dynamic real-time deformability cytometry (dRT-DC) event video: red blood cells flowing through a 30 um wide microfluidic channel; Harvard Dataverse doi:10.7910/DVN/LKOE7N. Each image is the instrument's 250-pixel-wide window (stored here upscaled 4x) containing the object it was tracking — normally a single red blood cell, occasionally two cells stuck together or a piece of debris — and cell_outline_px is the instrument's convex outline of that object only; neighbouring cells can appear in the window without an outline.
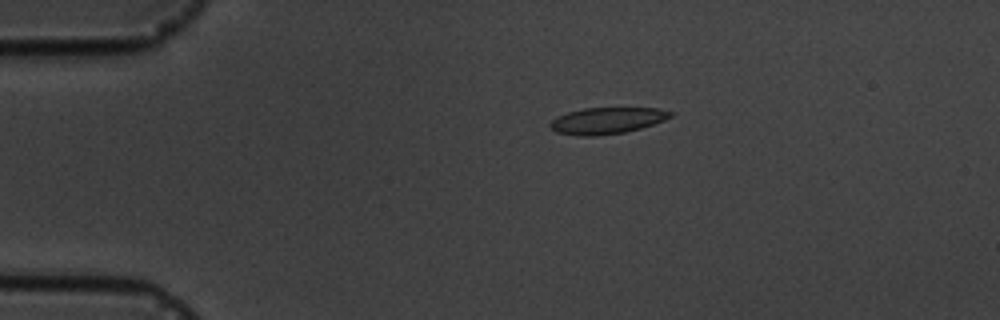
{"species": "common noctule bat (a hibernating species)", "species_latin": "Nyctalus noctula", "temperature_condition": "cold", "stored_images_in_passage": 11, "camera_frame_rate_fps": 3000, "um_per_image_px": 0.085, "animal": {"sex": "male", "body_mass_g": 19.5, "forearm_length_mm": 54.6}, "frame": {"image": 1, "passage_image": 3, "time_ms": 3.0, "image_size_px": [1000, 320], "cell_outline_px": [[672, 116], [664, 120], [640, 128], [624, 132], [596, 136], [580, 136], [556, 132], [548, 124], [556, 116], [568, 112], [584, 108], [660, 108], [672, 112]], "centroid_in_image_um": [51.57, 10.25], "position_along_channel_um": 33.4, "area_um2": 18.44}}
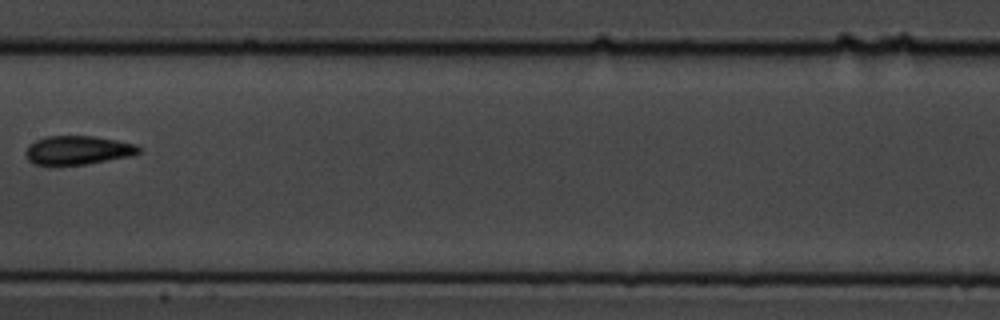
{"frame": {"image": 2, "passage_image": 8, "time_ms": 9.0, "image_size_px": [1000, 320], "cell_outline_px": [[140, 152], [132, 156], [88, 164], [52, 168], [32, 164], [28, 160], [24, 152], [28, 144], [44, 136], [92, 136], [116, 140], [136, 144], [140, 148]], "centroid_in_image_um": [6.53, 12.81], "position_along_channel_um": 200.9, "area_um2": 19.83}}
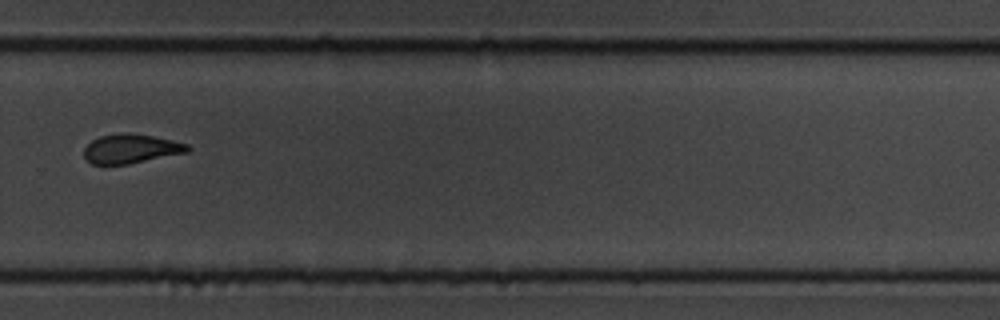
{"frame": {"image": 3, "passage_image": 11, "time_ms": 12.333, "image_size_px": [1000, 320], "cell_outline_px": [[192, 148], [188, 152], [128, 164], [92, 164], [84, 156], [84, 148], [92, 140], [100, 136], [120, 132], [132, 132], [172, 140], [188, 144]], "centroid_in_image_um": [11.14, 12.62], "position_along_channel_um": 318.7, "area_um2": 17.69}}